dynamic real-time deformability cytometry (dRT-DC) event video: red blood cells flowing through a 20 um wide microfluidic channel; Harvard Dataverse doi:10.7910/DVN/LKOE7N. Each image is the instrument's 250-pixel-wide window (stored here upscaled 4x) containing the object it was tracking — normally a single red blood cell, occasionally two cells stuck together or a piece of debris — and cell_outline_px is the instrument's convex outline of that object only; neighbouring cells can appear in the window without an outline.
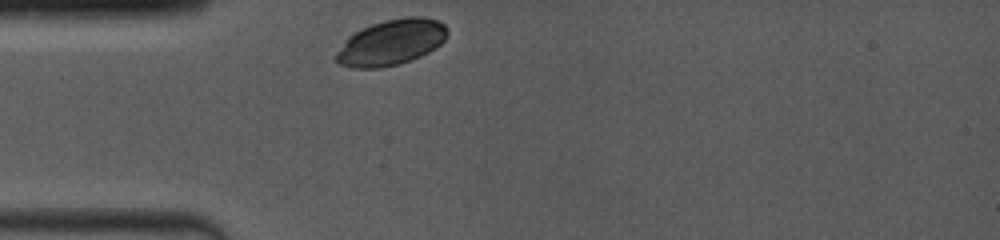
{"species": "common noctule bat (a hibernating species)", "species_latin": "Nyctalus noctula", "temperature_condition": "room temperature", "stored_images_in_passage": 13, "camera_frame_rate_fps": 4000, "um_per_image_px": 0.085, "animal": {"sex": "female", "body_mass_g": 19.0, "forearm_length_mm": 53.3}, "frame": {"image": 1, "passage_image": 1, "time_ms": 0.0, "image_size_px": [1000, 240], "cell_outline_px": [[448, 32], [444, 40], [436, 48], [420, 56], [396, 64], [380, 68], [352, 68], [340, 64], [336, 60], [336, 52], [344, 40], [348, 36], [372, 24], [388, 20], [408, 16], [424, 16], [436, 20], [444, 24]], "centroid_in_image_um": [33.25, 3.6], "position_along_channel_um": 51.8, "area_um2": 29.3}}
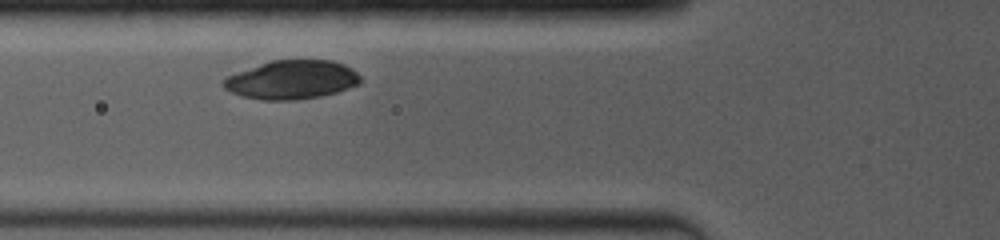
{"frame": {"image": 2, "passage_image": 6, "time_ms": 1.25, "image_size_px": [1000, 240], "cell_outline_px": [[360, 84], [336, 92], [320, 96], [296, 100], [260, 100], [240, 96], [224, 88], [220, 84], [228, 76], [260, 64], [272, 60], [332, 60], [344, 64], [352, 68], [360, 76]], "centroid_in_image_um": [24.81, 6.79], "position_along_channel_um": 101.0, "area_um2": 30.87}}
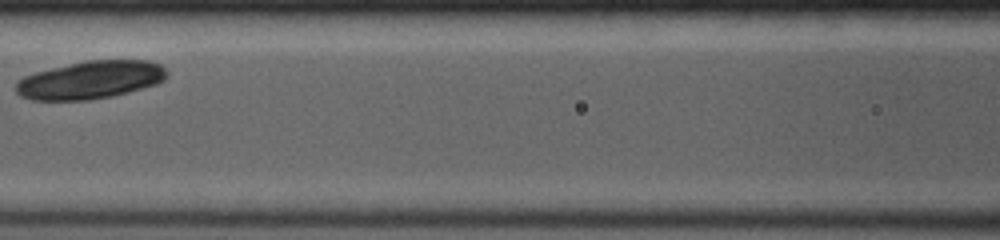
{"frame": {"image": 3, "passage_image": 10, "time_ms": 2.25, "image_size_px": [1000, 240], "cell_outline_px": [[168, 76], [164, 80], [156, 84], [128, 92], [112, 96], [88, 100], [32, 100], [20, 96], [12, 88], [24, 76], [36, 72], [84, 60], [148, 60], [160, 64], [168, 72]], "centroid_in_image_um": [7.68, 6.79], "position_along_channel_um": 158.9, "area_um2": 33.47}}